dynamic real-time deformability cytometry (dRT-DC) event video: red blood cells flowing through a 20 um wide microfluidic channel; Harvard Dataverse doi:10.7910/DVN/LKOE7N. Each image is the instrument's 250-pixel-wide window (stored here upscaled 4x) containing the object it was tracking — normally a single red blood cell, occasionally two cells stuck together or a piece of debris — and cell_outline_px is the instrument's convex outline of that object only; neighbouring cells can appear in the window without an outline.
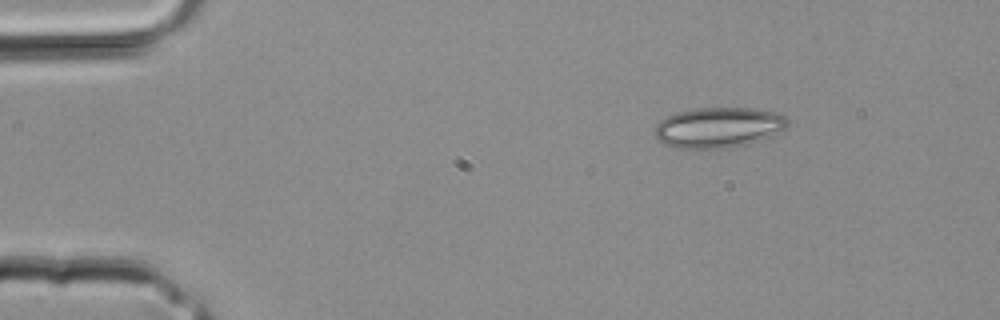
{"species": "common noctule bat (a hibernating species)", "species_latin": "Nyctalus noctula", "temperature_condition": "room temperature", "stored_images_in_passage": 1, "camera_frame_rate_fps": 3000, "um_per_image_px": 0.085, "animal": {"sex": "male", "body_mass_g": 20.4}, "frame": {"image": 1, "passage_image": 1, "time_ms": 0.0, "image_size_px": [1000, 320], "cell_outline_px": [[788, 128], [772, 136], [748, 144], [728, 148], [676, 148], [664, 144], [656, 136], [656, 124], [660, 120], [668, 116], [692, 108], [752, 108], [772, 112], [784, 116], [788, 120]], "centroid_in_image_um": [61.1, 10.84], "position_along_channel_um": 23.9, "area_um2": 31.21}}